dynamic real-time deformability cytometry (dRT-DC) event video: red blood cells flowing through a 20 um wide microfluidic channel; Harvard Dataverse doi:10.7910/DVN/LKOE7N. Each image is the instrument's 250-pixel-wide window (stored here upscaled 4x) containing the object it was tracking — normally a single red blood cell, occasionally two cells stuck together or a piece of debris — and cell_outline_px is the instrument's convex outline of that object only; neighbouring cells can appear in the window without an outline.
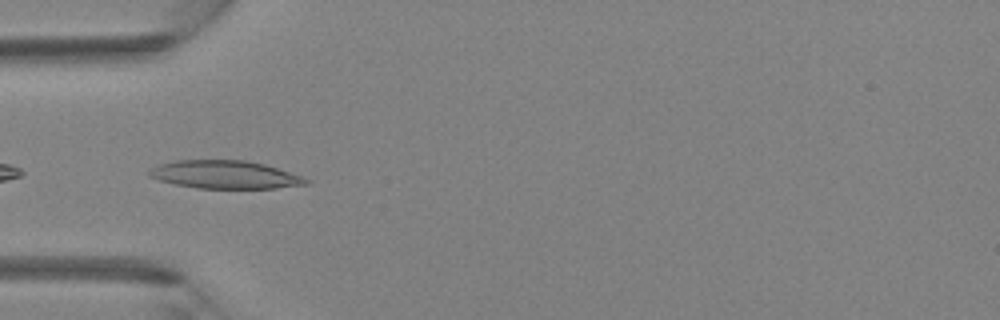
{"species": "Egyptian fruit bat (a non-hibernating species)", "species_latin": "Rousettus aegyptiacus", "temperature_condition": "room temperature", "stored_images_in_passage": 5, "camera_frame_rate_fps": 3000, "um_per_image_px": 0.085, "animal": {"sex": "female"}, "frame": {"image": 1, "passage_image": 4, "time_ms": 1.0, "image_size_px": [1000, 320], "cell_outline_px": [[312, 180], [308, 184], [276, 188], [196, 188], [176, 184], [160, 180], [148, 176], [148, 172], [152, 168], [160, 164], [176, 160], [244, 160], [264, 164]], "centroid_in_image_um": [19.12, 14.84], "position_along_channel_um": 65.9, "area_um2": 25.37}}
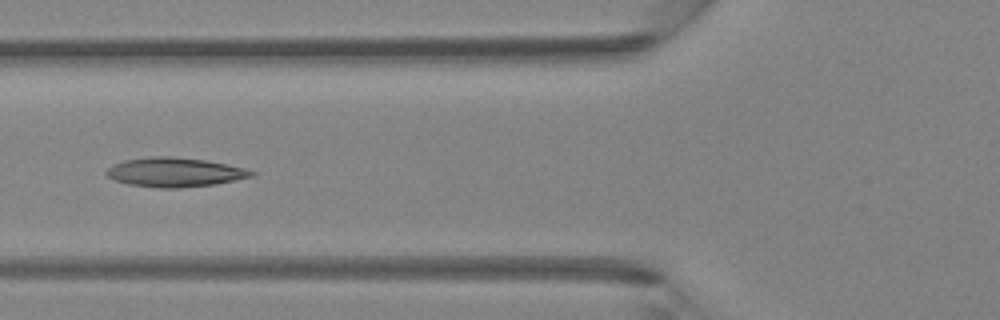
{"frame": {"image": 2, "passage_image": 5, "time_ms": 1.333, "image_size_px": [1000, 320], "cell_outline_px": [[256, 172], [252, 176], [236, 180], [216, 184], [180, 188], [160, 188], [128, 184], [116, 180], [108, 176], [104, 172], [112, 164], [124, 160], [152, 156], [172, 156], [204, 160], [228, 164], [244, 168]], "centroid_in_image_um": [14.84, 14.64], "position_along_channel_um": 111.0, "area_um2": 24.74}}